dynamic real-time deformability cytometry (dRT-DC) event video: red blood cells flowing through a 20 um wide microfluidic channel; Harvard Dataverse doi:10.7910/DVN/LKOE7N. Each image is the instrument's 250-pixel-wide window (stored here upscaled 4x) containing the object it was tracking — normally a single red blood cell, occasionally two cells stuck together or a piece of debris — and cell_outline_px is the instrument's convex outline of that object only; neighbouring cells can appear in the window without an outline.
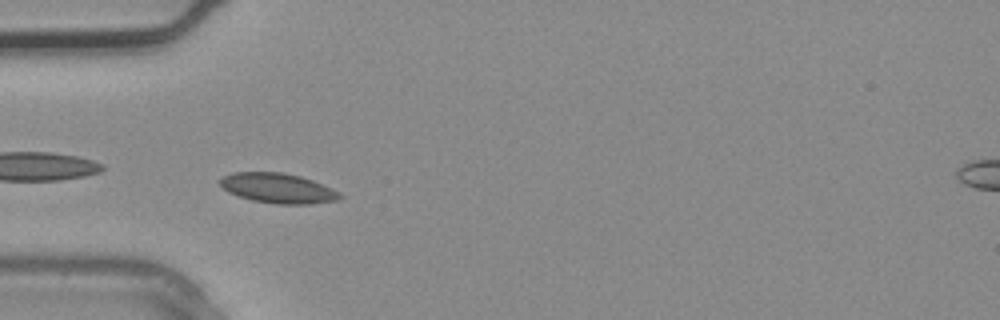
{"species": "common noctule bat (a hibernating species)", "species_latin": "Nyctalus noctula", "temperature_condition": "warm", "stored_images_in_passage": 2, "camera_frame_rate_fps": 3000, "um_per_image_px": 0.085, "animal": {"sex": "male", "body_mass_g": 20.4}, "frame": {"image": 1, "passage_image": 2, "time_ms": 0.333, "image_size_px": [1000, 320], "cell_outline_px": [[344, 196], [336, 200], [308, 204], [280, 204], [252, 200], [228, 192], [220, 184], [220, 180], [224, 176], [232, 172], [280, 172], [300, 176], [312, 180], [332, 188], [340, 192]], "centroid_in_image_um": [23.64, 15.99], "position_along_channel_um": 61.4, "area_um2": 20.69}}